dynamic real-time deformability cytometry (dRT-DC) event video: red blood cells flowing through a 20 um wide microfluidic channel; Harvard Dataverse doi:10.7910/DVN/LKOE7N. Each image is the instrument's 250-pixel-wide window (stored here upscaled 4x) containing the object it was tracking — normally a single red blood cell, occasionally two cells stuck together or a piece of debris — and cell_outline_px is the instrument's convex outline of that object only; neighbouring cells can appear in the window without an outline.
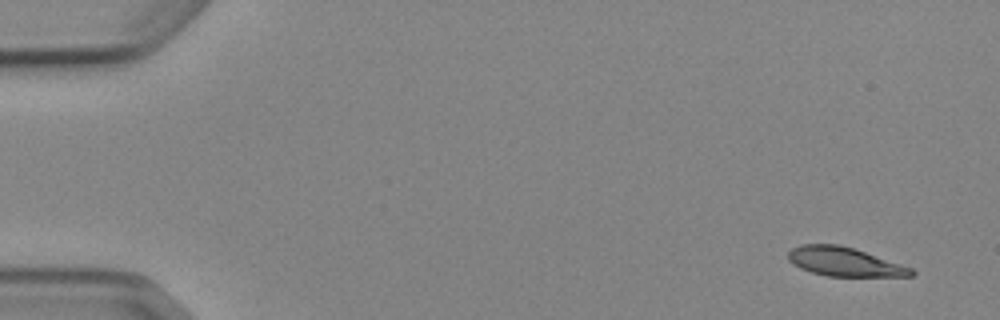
{"species": "Egyptian fruit bat (a non-hibernating species)", "species_latin": "Rousettus aegyptiacus", "temperature_condition": "cold", "stored_images_in_passage": 4, "camera_frame_rate_fps": 3000, "um_per_image_px": 0.085, "animal": {"sex": "female"}, "frame": {"image": 1, "passage_image": 1, "time_ms": 0.0, "image_size_px": [1000, 320], "cell_outline_px": [[916, 272], [912, 276], [828, 276], [812, 272], [800, 268], [792, 264], [788, 260], [788, 252], [792, 248], [800, 244], [840, 244], [912, 268]], "centroid_in_image_um": [71.73, 22.25], "position_along_channel_um": 13.3, "area_um2": 20.52}}
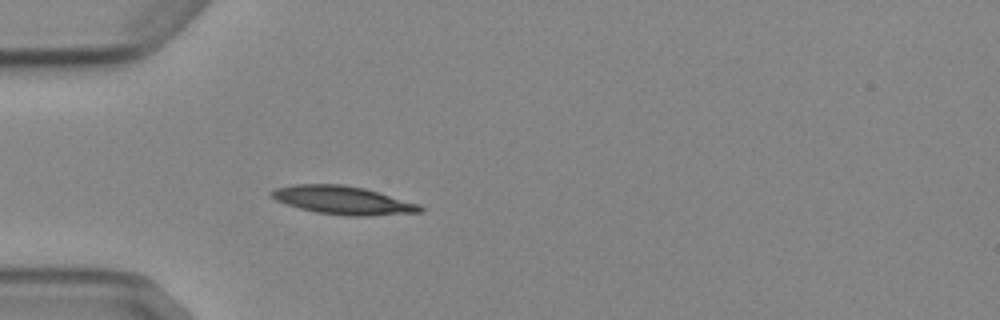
{"frame": {"image": 2, "passage_image": 4, "time_ms": 4.333, "image_size_px": [1000, 320], "cell_outline_px": [[424, 212], [368, 216], [348, 216], [316, 212], [300, 208], [276, 200], [268, 192], [276, 188], [292, 184], [344, 184], [364, 188], [420, 204], [424, 208]], "centroid_in_image_um": [29.18, 17.02], "position_along_channel_um": 55.8, "area_um2": 24.51}}